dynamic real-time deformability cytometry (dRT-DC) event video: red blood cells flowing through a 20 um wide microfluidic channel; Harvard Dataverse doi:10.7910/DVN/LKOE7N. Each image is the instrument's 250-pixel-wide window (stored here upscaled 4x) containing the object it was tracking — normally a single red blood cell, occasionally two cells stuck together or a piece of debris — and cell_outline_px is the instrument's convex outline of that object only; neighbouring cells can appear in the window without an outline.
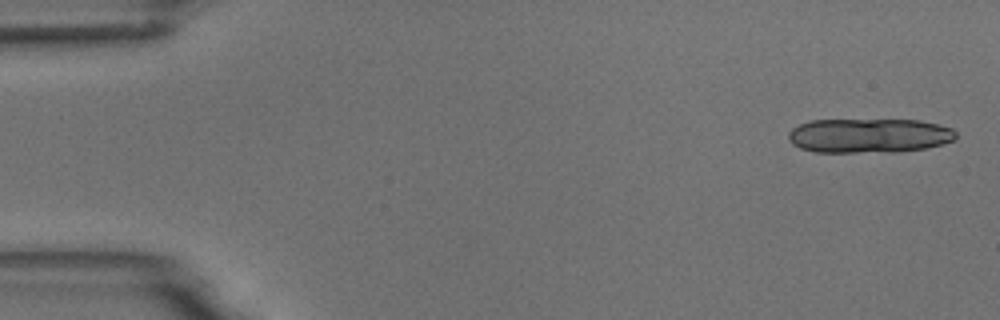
{"species": "common noctule bat (a hibernating species)", "species_latin": "Nyctalus noctula", "temperature_condition": "room temperature", "stored_images_in_passage": 5, "camera_frame_rate_fps": 3000, "um_per_image_px": 0.085, "animal": {"sex": "male", "body_mass_g": 18.8}, "frame": {"image": 1, "passage_image": 1, "time_ms": 0.0, "image_size_px": [1000, 320], "cell_outline_px": [[956, 140], [924, 148], [896, 152], [816, 152], [800, 148], [792, 144], [788, 140], [788, 132], [792, 128], [808, 120], [920, 120], [952, 128], [956, 132]], "centroid_in_image_um": [73.84, 11.53], "position_along_channel_um": 11.2, "area_um2": 33.76}}